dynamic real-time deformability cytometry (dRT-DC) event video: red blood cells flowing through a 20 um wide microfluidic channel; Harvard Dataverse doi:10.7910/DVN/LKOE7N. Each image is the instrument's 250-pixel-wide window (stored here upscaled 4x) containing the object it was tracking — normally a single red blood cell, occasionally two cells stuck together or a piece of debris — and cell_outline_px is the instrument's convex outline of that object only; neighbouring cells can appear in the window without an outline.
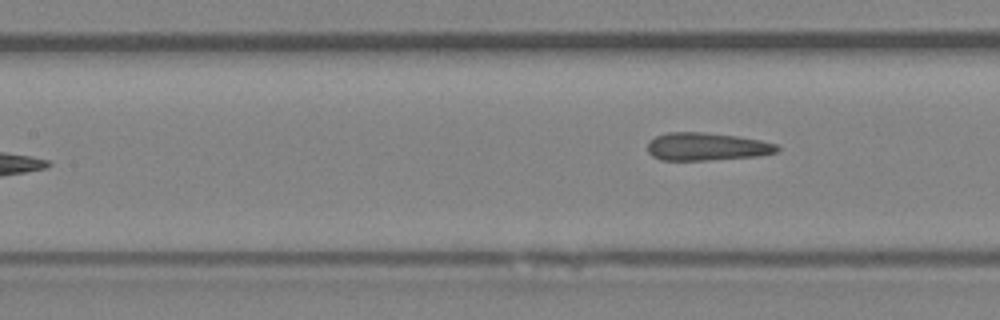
{"species": "Egyptian fruit bat (a non-hibernating species)", "species_latin": "Rousettus aegyptiacus", "temperature_condition": "room temperature", "stored_images_in_passage": 7, "camera_frame_rate_fps": 3000, "um_per_image_px": 0.085, "animal": {"sex": "female"}, "frame": {"image": 1, "passage_image": 7, "time_ms": 7.0, "image_size_px": [1000, 320], "cell_outline_px": [[780, 148], [776, 152], [760, 156], [704, 160], [660, 160], [652, 156], [648, 152], [648, 140], [656, 136], [668, 132], [704, 132], [736, 136], [760, 140], [776, 144]], "centroid_in_image_um": [60.04, 12.46], "position_along_channel_um": 147.4, "area_um2": 21.04}}